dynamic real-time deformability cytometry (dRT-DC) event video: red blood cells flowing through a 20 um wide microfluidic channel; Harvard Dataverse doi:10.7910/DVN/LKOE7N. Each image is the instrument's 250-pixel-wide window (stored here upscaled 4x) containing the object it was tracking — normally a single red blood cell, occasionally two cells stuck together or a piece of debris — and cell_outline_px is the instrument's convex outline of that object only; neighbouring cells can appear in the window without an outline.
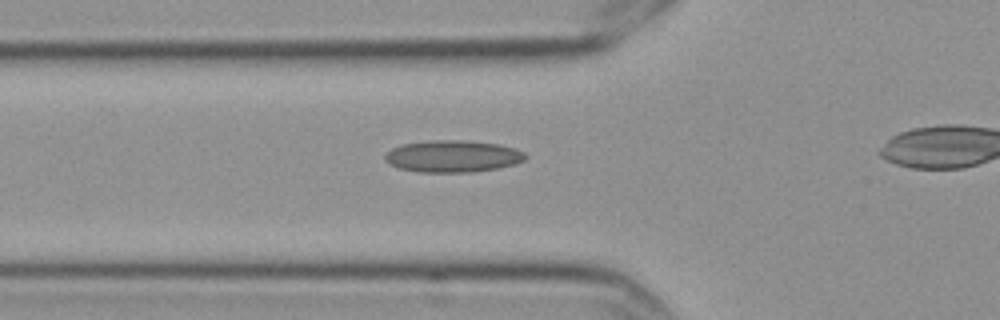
{"species": "Egyptian fruit bat (a non-hibernating species)", "species_latin": "Rousettus aegyptiacus", "temperature_condition": "cold", "stored_images_in_passage": 4, "camera_frame_rate_fps": 3000, "um_per_image_px": 0.085, "frame": {"image": 1, "passage_image": 4, "time_ms": 1.0, "image_size_px": [1000, 320], "cell_outline_px": [[528, 156], [524, 160], [516, 164], [496, 168], [472, 172], [420, 172], [400, 168], [392, 164], [384, 156], [392, 148], [404, 144], [432, 140], [468, 140], [496, 144], [512, 148], [524, 152]], "centroid_in_image_um": [38.52, 13.28], "position_along_channel_um": 87.3, "area_um2": 25.78}}